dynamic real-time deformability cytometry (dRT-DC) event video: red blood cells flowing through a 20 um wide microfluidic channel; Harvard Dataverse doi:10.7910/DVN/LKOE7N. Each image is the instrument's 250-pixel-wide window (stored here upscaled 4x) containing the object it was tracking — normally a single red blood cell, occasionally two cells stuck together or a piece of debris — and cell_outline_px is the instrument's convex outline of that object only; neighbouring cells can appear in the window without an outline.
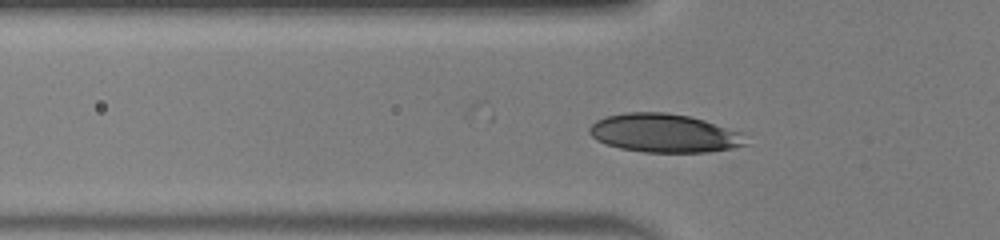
{"species": "human", "species_latin": "Homo sapiens", "temperature_condition": "warm", "stored_images_in_passage": 32, "camera_frame_rate_fps": 3000, "um_per_image_px": 0.085, "donor": {"sex": "male"}, "frame": {"image": 1, "passage_image": 9, "time_ms": 2.667, "image_size_px": [1000, 240], "cell_outline_px": [[748, 144], [732, 148], [708, 152], [644, 152], [620, 148], [596, 140], [588, 132], [588, 128], [596, 120], [608, 116], [624, 112], [664, 112], [688, 116], [704, 120], [740, 132]], "centroid_in_image_um": [56.43, 11.32], "position_along_channel_um": 69.4, "area_um2": 34.91}}
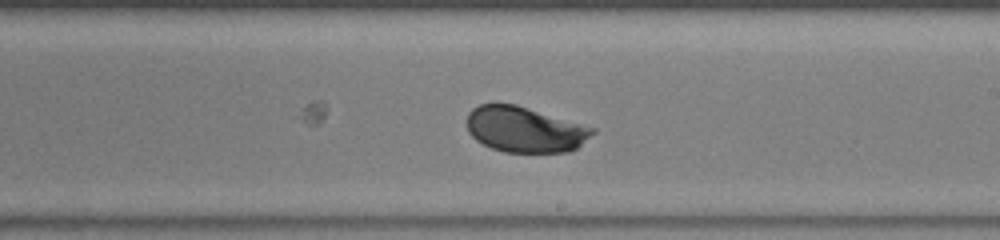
{"frame": {"image": 2, "passage_image": 22, "time_ms": 7.0, "image_size_px": [1000, 240], "cell_outline_px": [[596, 132], [576, 148], [568, 152], [504, 152], [492, 148], [476, 140], [468, 132], [468, 112], [472, 108], [480, 104], [516, 104], [596, 128]], "centroid_in_image_um": [44.62, 11.0], "position_along_channel_um": 244.4, "area_um2": 33.29}}
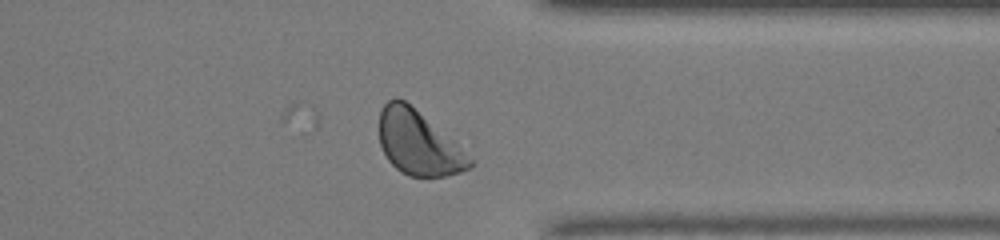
{"frame": {"image": 3, "passage_image": 32, "time_ms": 10.333, "image_size_px": [1000, 240], "cell_outline_px": [[476, 164], [460, 172], [444, 176], [408, 176], [400, 172], [388, 160], [380, 144], [380, 108], [388, 100], [396, 96], [404, 100], [452, 140]], "centroid_in_image_um": [35.52, 12.16], "position_along_channel_um": 375.9, "area_um2": 33.23}, "authors_computed_cell_mechanics": {"area_um2": 33.6107, "velocity_mm_per_s": 4.0482, "shape_relaxation_time_tau1_ms": 2.0486, "shape_relaxation_time_tau2_ms": null, "deformation_change_tau1": 0.1068, "deformation_change_tau2": null}}